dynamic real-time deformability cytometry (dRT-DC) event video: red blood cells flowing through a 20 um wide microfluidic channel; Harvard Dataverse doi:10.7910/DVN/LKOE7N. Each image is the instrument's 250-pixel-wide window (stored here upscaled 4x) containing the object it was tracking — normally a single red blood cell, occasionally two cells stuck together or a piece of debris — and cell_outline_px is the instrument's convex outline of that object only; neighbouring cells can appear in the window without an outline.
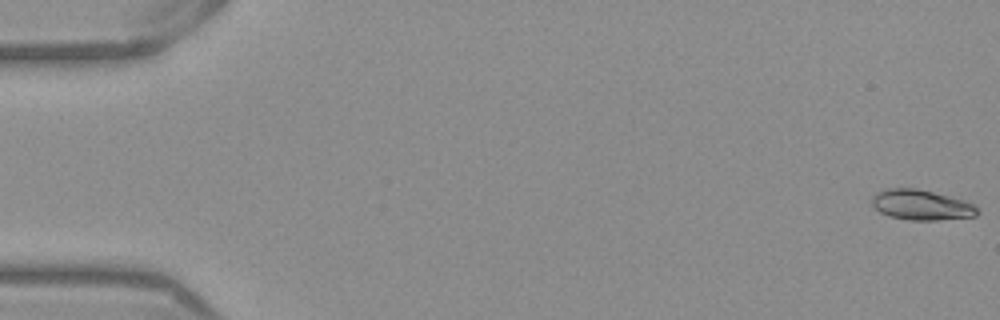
{"species": "Egyptian fruit bat (a non-hibernating species)", "species_latin": "Rousettus aegyptiacus", "temperature_condition": "warm", "stored_images_in_passage": 53, "camera_frame_rate_fps": 3000, "um_per_image_px": 0.085, "frame": {"image": 1, "passage_image": 1, "time_ms": 0.0, "image_size_px": [1000, 320], "cell_outline_px": [[980, 212], [976, 216], [936, 220], [908, 220], [888, 216], [880, 212], [872, 204], [872, 196], [876, 192], [884, 188], [916, 188], [964, 200], [980, 208]], "centroid_in_image_um": [78.3, 17.42], "position_along_channel_um": 6.7, "area_um2": 18.67}}
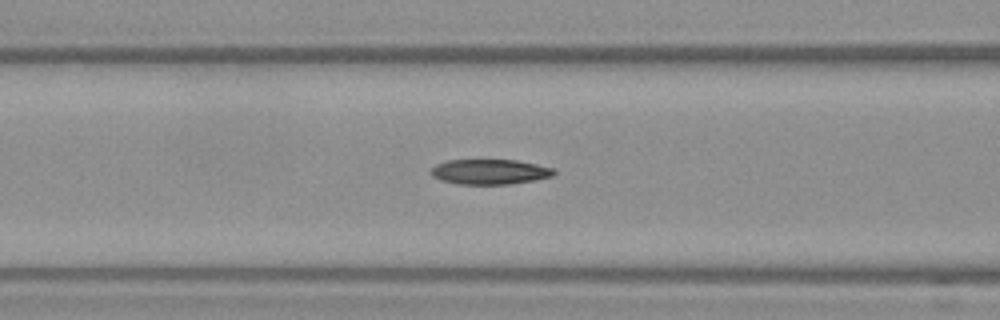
{"frame": {"image": 2, "passage_image": 22, "time_ms": 7.0, "image_size_px": [1000, 320], "cell_outline_px": [[556, 172], [552, 176], [536, 180], [508, 184], [456, 184], [440, 180], [432, 176], [428, 172], [436, 164], [448, 160], [516, 160], [536, 164], [552, 168]], "centroid_in_image_um": [41.59, 14.6], "position_along_channel_um": 125.0, "area_um2": 18.03}}
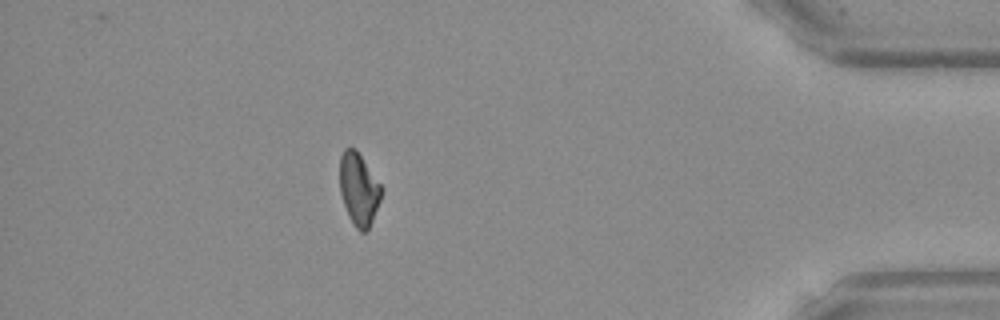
{"frame": {"image": 3, "passage_image": 47, "time_ms": 15.333, "image_size_px": [1000, 320], "cell_outline_px": [[384, 192], [372, 220], [368, 228], [364, 232], [360, 232], [356, 228], [348, 216], [340, 192], [340, 156], [344, 148], [356, 148], [384, 188]], "centroid_in_image_um": [30.52, 16.05], "position_along_channel_um": 404.7, "area_um2": 17.74}, "authors_computed_cell_mechanics": {"area_um2": 18.3226, "velocity_mm_per_s": 3.9119, "shape_relaxation_time_tau1_ms": 9.5167, "shape_relaxation_time_tau2_ms": 7.4368, "deformation_change_tau1": 0.2509, "deformation_change_tau2": 0.1462}}